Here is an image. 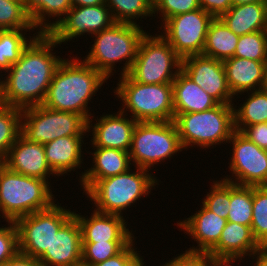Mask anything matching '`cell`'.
I'll use <instances>...</instances> for the list:
<instances>
[{"mask_svg": "<svg viewBox=\"0 0 267 266\" xmlns=\"http://www.w3.org/2000/svg\"><path fill=\"white\" fill-rule=\"evenodd\" d=\"M131 242L82 243V266H91L119 254Z\"/></svg>", "mask_w": 267, "mask_h": 266, "instance_id": "cell-37", "label": "cell"}, {"mask_svg": "<svg viewBox=\"0 0 267 266\" xmlns=\"http://www.w3.org/2000/svg\"><path fill=\"white\" fill-rule=\"evenodd\" d=\"M1 88V87H0ZM2 105V102H1V92H0V106Z\"/></svg>", "mask_w": 267, "mask_h": 266, "instance_id": "cell-52", "label": "cell"}, {"mask_svg": "<svg viewBox=\"0 0 267 266\" xmlns=\"http://www.w3.org/2000/svg\"><path fill=\"white\" fill-rule=\"evenodd\" d=\"M174 114L202 112L219 103L182 70L172 82Z\"/></svg>", "mask_w": 267, "mask_h": 266, "instance_id": "cell-25", "label": "cell"}, {"mask_svg": "<svg viewBox=\"0 0 267 266\" xmlns=\"http://www.w3.org/2000/svg\"><path fill=\"white\" fill-rule=\"evenodd\" d=\"M253 216V186L230 182V209L227 222L251 227Z\"/></svg>", "mask_w": 267, "mask_h": 266, "instance_id": "cell-31", "label": "cell"}, {"mask_svg": "<svg viewBox=\"0 0 267 266\" xmlns=\"http://www.w3.org/2000/svg\"><path fill=\"white\" fill-rule=\"evenodd\" d=\"M85 136H65L44 144L46 160L56 176L80 169Z\"/></svg>", "mask_w": 267, "mask_h": 266, "instance_id": "cell-24", "label": "cell"}, {"mask_svg": "<svg viewBox=\"0 0 267 266\" xmlns=\"http://www.w3.org/2000/svg\"><path fill=\"white\" fill-rule=\"evenodd\" d=\"M106 80L108 78L103 73L83 59H63L53 75L42 105L55 111L74 112L87 120L93 119L88 103Z\"/></svg>", "mask_w": 267, "mask_h": 266, "instance_id": "cell-2", "label": "cell"}, {"mask_svg": "<svg viewBox=\"0 0 267 266\" xmlns=\"http://www.w3.org/2000/svg\"><path fill=\"white\" fill-rule=\"evenodd\" d=\"M266 64L238 57L224 60L227 83L233 96L262 89Z\"/></svg>", "mask_w": 267, "mask_h": 266, "instance_id": "cell-23", "label": "cell"}, {"mask_svg": "<svg viewBox=\"0 0 267 266\" xmlns=\"http://www.w3.org/2000/svg\"><path fill=\"white\" fill-rule=\"evenodd\" d=\"M238 258H216L209 256V266H232Z\"/></svg>", "mask_w": 267, "mask_h": 266, "instance_id": "cell-47", "label": "cell"}, {"mask_svg": "<svg viewBox=\"0 0 267 266\" xmlns=\"http://www.w3.org/2000/svg\"><path fill=\"white\" fill-rule=\"evenodd\" d=\"M199 0H154L153 14L159 13L163 24L168 18L199 9Z\"/></svg>", "mask_w": 267, "mask_h": 266, "instance_id": "cell-39", "label": "cell"}, {"mask_svg": "<svg viewBox=\"0 0 267 266\" xmlns=\"http://www.w3.org/2000/svg\"><path fill=\"white\" fill-rule=\"evenodd\" d=\"M181 70L219 104H234L235 98L227 83L223 61L192 55L182 59Z\"/></svg>", "mask_w": 267, "mask_h": 266, "instance_id": "cell-15", "label": "cell"}, {"mask_svg": "<svg viewBox=\"0 0 267 266\" xmlns=\"http://www.w3.org/2000/svg\"><path fill=\"white\" fill-rule=\"evenodd\" d=\"M88 120L74 112L55 111L43 105L22 109L21 135L30 142L46 144L65 136H84Z\"/></svg>", "mask_w": 267, "mask_h": 266, "instance_id": "cell-10", "label": "cell"}, {"mask_svg": "<svg viewBox=\"0 0 267 266\" xmlns=\"http://www.w3.org/2000/svg\"><path fill=\"white\" fill-rule=\"evenodd\" d=\"M234 57L267 62V30L239 36Z\"/></svg>", "mask_w": 267, "mask_h": 266, "instance_id": "cell-36", "label": "cell"}, {"mask_svg": "<svg viewBox=\"0 0 267 266\" xmlns=\"http://www.w3.org/2000/svg\"><path fill=\"white\" fill-rule=\"evenodd\" d=\"M72 7L75 6H96L105 4V0H71Z\"/></svg>", "mask_w": 267, "mask_h": 266, "instance_id": "cell-48", "label": "cell"}, {"mask_svg": "<svg viewBox=\"0 0 267 266\" xmlns=\"http://www.w3.org/2000/svg\"><path fill=\"white\" fill-rule=\"evenodd\" d=\"M22 109L0 106V161L4 162L10 147L21 135Z\"/></svg>", "mask_w": 267, "mask_h": 266, "instance_id": "cell-32", "label": "cell"}, {"mask_svg": "<svg viewBox=\"0 0 267 266\" xmlns=\"http://www.w3.org/2000/svg\"><path fill=\"white\" fill-rule=\"evenodd\" d=\"M241 133L261 149L267 150V122L246 126Z\"/></svg>", "mask_w": 267, "mask_h": 266, "instance_id": "cell-43", "label": "cell"}, {"mask_svg": "<svg viewBox=\"0 0 267 266\" xmlns=\"http://www.w3.org/2000/svg\"><path fill=\"white\" fill-rule=\"evenodd\" d=\"M260 248L250 226L227 222L219 242L207 255L216 258H238L241 261L245 256L251 258Z\"/></svg>", "mask_w": 267, "mask_h": 266, "instance_id": "cell-22", "label": "cell"}, {"mask_svg": "<svg viewBox=\"0 0 267 266\" xmlns=\"http://www.w3.org/2000/svg\"><path fill=\"white\" fill-rule=\"evenodd\" d=\"M7 1H24V0H7Z\"/></svg>", "mask_w": 267, "mask_h": 266, "instance_id": "cell-53", "label": "cell"}, {"mask_svg": "<svg viewBox=\"0 0 267 266\" xmlns=\"http://www.w3.org/2000/svg\"><path fill=\"white\" fill-rule=\"evenodd\" d=\"M228 142L233 145L229 170L234 178L229 175L223 179L242 186H267V150L236 130Z\"/></svg>", "mask_w": 267, "mask_h": 266, "instance_id": "cell-13", "label": "cell"}, {"mask_svg": "<svg viewBox=\"0 0 267 266\" xmlns=\"http://www.w3.org/2000/svg\"><path fill=\"white\" fill-rule=\"evenodd\" d=\"M148 33L138 24L115 22L111 27L93 34L94 44L84 61L111 77L115 63L126 60L121 75L128 74L136 58L140 41Z\"/></svg>", "mask_w": 267, "mask_h": 266, "instance_id": "cell-3", "label": "cell"}, {"mask_svg": "<svg viewBox=\"0 0 267 266\" xmlns=\"http://www.w3.org/2000/svg\"><path fill=\"white\" fill-rule=\"evenodd\" d=\"M24 5L26 13L39 33H49L72 8L71 0H24ZM52 17L58 18L51 23L49 18Z\"/></svg>", "mask_w": 267, "mask_h": 266, "instance_id": "cell-27", "label": "cell"}, {"mask_svg": "<svg viewBox=\"0 0 267 266\" xmlns=\"http://www.w3.org/2000/svg\"><path fill=\"white\" fill-rule=\"evenodd\" d=\"M201 206V210L177 222V226L198 244L196 248L193 246L185 253L207 254L219 242L220 235L226 226L227 219L214 214L203 203Z\"/></svg>", "mask_w": 267, "mask_h": 266, "instance_id": "cell-20", "label": "cell"}, {"mask_svg": "<svg viewBox=\"0 0 267 266\" xmlns=\"http://www.w3.org/2000/svg\"><path fill=\"white\" fill-rule=\"evenodd\" d=\"M74 212L81 228L82 243L132 242L134 235L127 228L124 216L93 211L91 217ZM83 216V217H82Z\"/></svg>", "mask_w": 267, "mask_h": 266, "instance_id": "cell-17", "label": "cell"}, {"mask_svg": "<svg viewBox=\"0 0 267 266\" xmlns=\"http://www.w3.org/2000/svg\"><path fill=\"white\" fill-rule=\"evenodd\" d=\"M52 186L43 179L0 169V213L4 221L50 208L54 203Z\"/></svg>", "mask_w": 267, "mask_h": 266, "instance_id": "cell-4", "label": "cell"}, {"mask_svg": "<svg viewBox=\"0 0 267 266\" xmlns=\"http://www.w3.org/2000/svg\"><path fill=\"white\" fill-rule=\"evenodd\" d=\"M3 163L11 171L46 180L49 184L48 177L56 175L48 165L44 145L30 142L22 135L10 147Z\"/></svg>", "mask_w": 267, "mask_h": 266, "instance_id": "cell-19", "label": "cell"}, {"mask_svg": "<svg viewBox=\"0 0 267 266\" xmlns=\"http://www.w3.org/2000/svg\"><path fill=\"white\" fill-rule=\"evenodd\" d=\"M181 69L182 59L162 35L146 33L128 75L142 84L172 83Z\"/></svg>", "mask_w": 267, "mask_h": 266, "instance_id": "cell-9", "label": "cell"}, {"mask_svg": "<svg viewBox=\"0 0 267 266\" xmlns=\"http://www.w3.org/2000/svg\"><path fill=\"white\" fill-rule=\"evenodd\" d=\"M255 2H267V0H232V5H243Z\"/></svg>", "mask_w": 267, "mask_h": 266, "instance_id": "cell-49", "label": "cell"}, {"mask_svg": "<svg viewBox=\"0 0 267 266\" xmlns=\"http://www.w3.org/2000/svg\"><path fill=\"white\" fill-rule=\"evenodd\" d=\"M262 89L265 92H267V64H266V67H265L264 85H263V88Z\"/></svg>", "mask_w": 267, "mask_h": 266, "instance_id": "cell-50", "label": "cell"}, {"mask_svg": "<svg viewBox=\"0 0 267 266\" xmlns=\"http://www.w3.org/2000/svg\"><path fill=\"white\" fill-rule=\"evenodd\" d=\"M36 29L24 1L0 0V30Z\"/></svg>", "mask_w": 267, "mask_h": 266, "instance_id": "cell-35", "label": "cell"}, {"mask_svg": "<svg viewBox=\"0 0 267 266\" xmlns=\"http://www.w3.org/2000/svg\"><path fill=\"white\" fill-rule=\"evenodd\" d=\"M121 79V80H120ZM114 95L123 102L121 111L131 112L137 122L174 121L172 83L142 84L121 75Z\"/></svg>", "mask_w": 267, "mask_h": 266, "instance_id": "cell-6", "label": "cell"}, {"mask_svg": "<svg viewBox=\"0 0 267 266\" xmlns=\"http://www.w3.org/2000/svg\"><path fill=\"white\" fill-rule=\"evenodd\" d=\"M239 35L234 34L220 19L214 18L207 31L202 55L220 61L234 57Z\"/></svg>", "mask_w": 267, "mask_h": 266, "instance_id": "cell-28", "label": "cell"}, {"mask_svg": "<svg viewBox=\"0 0 267 266\" xmlns=\"http://www.w3.org/2000/svg\"><path fill=\"white\" fill-rule=\"evenodd\" d=\"M105 3L115 22L137 24L135 20L139 18L141 21L154 16L152 0H105Z\"/></svg>", "mask_w": 267, "mask_h": 266, "instance_id": "cell-33", "label": "cell"}, {"mask_svg": "<svg viewBox=\"0 0 267 266\" xmlns=\"http://www.w3.org/2000/svg\"><path fill=\"white\" fill-rule=\"evenodd\" d=\"M210 189L202 203L214 214L227 219L230 209V182L224 179L214 180Z\"/></svg>", "mask_w": 267, "mask_h": 266, "instance_id": "cell-38", "label": "cell"}, {"mask_svg": "<svg viewBox=\"0 0 267 266\" xmlns=\"http://www.w3.org/2000/svg\"><path fill=\"white\" fill-rule=\"evenodd\" d=\"M35 29H16V30H0V71H6L15 64L23 51L35 36L27 38L25 32H31ZM25 31V32H23Z\"/></svg>", "mask_w": 267, "mask_h": 266, "instance_id": "cell-30", "label": "cell"}, {"mask_svg": "<svg viewBox=\"0 0 267 266\" xmlns=\"http://www.w3.org/2000/svg\"><path fill=\"white\" fill-rule=\"evenodd\" d=\"M134 242L133 240L116 256L91 266H146L143 257L137 253V248H134Z\"/></svg>", "mask_w": 267, "mask_h": 266, "instance_id": "cell-41", "label": "cell"}, {"mask_svg": "<svg viewBox=\"0 0 267 266\" xmlns=\"http://www.w3.org/2000/svg\"><path fill=\"white\" fill-rule=\"evenodd\" d=\"M234 104H218L202 112L174 114L183 149L193 145L209 149L214 145L228 143L234 128Z\"/></svg>", "mask_w": 267, "mask_h": 266, "instance_id": "cell-7", "label": "cell"}, {"mask_svg": "<svg viewBox=\"0 0 267 266\" xmlns=\"http://www.w3.org/2000/svg\"><path fill=\"white\" fill-rule=\"evenodd\" d=\"M213 19L214 17L202 8L179 14L168 18L162 24L161 35L181 59L202 55L207 31Z\"/></svg>", "mask_w": 267, "mask_h": 266, "instance_id": "cell-12", "label": "cell"}, {"mask_svg": "<svg viewBox=\"0 0 267 266\" xmlns=\"http://www.w3.org/2000/svg\"><path fill=\"white\" fill-rule=\"evenodd\" d=\"M38 260L43 266H82L81 228L74 215L54 235L50 248Z\"/></svg>", "mask_w": 267, "mask_h": 266, "instance_id": "cell-18", "label": "cell"}, {"mask_svg": "<svg viewBox=\"0 0 267 266\" xmlns=\"http://www.w3.org/2000/svg\"><path fill=\"white\" fill-rule=\"evenodd\" d=\"M182 149L174 121L137 122L129 155L134 167L151 170L155 164L170 159Z\"/></svg>", "mask_w": 267, "mask_h": 266, "instance_id": "cell-8", "label": "cell"}, {"mask_svg": "<svg viewBox=\"0 0 267 266\" xmlns=\"http://www.w3.org/2000/svg\"><path fill=\"white\" fill-rule=\"evenodd\" d=\"M126 114V115H125ZM119 110L113 114H103L99 119L88 120V133L92 132V147L113 148L130 151L133 130L137 124L133 118L129 119L128 113ZM94 126H93V125Z\"/></svg>", "mask_w": 267, "mask_h": 266, "instance_id": "cell-16", "label": "cell"}, {"mask_svg": "<svg viewBox=\"0 0 267 266\" xmlns=\"http://www.w3.org/2000/svg\"><path fill=\"white\" fill-rule=\"evenodd\" d=\"M255 256V257H254ZM251 257L255 259V266H267V247H261Z\"/></svg>", "mask_w": 267, "mask_h": 266, "instance_id": "cell-46", "label": "cell"}, {"mask_svg": "<svg viewBox=\"0 0 267 266\" xmlns=\"http://www.w3.org/2000/svg\"><path fill=\"white\" fill-rule=\"evenodd\" d=\"M57 45L60 44L49 33H39L30 40L19 60L6 71L8 75L0 88L2 104L20 109L42 105L64 59L52 52Z\"/></svg>", "mask_w": 267, "mask_h": 266, "instance_id": "cell-1", "label": "cell"}, {"mask_svg": "<svg viewBox=\"0 0 267 266\" xmlns=\"http://www.w3.org/2000/svg\"><path fill=\"white\" fill-rule=\"evenodd\" d=\"M161 266H209V255L183 253Z\"/></svg>", "mask_w": 267, "mask_h": 266, "instance_id": "cell-42", "label": "cell"}, {"mask_svg": "<svg viewBox=\"0 0 267 266\" xmlns=\"http://www.w3.org/2000/svg\"><path fill=\"white\" fill-rule=\"evenodd\" d=\"M220 19L239 36L267 30V2L232 5Z\"/></svg>", "mask_w": 267, "mask_h": 266, "instance_id": "cell-26", "label": "cell"}, {"mask_svg": "<svg viewBox=\"0 0 267 266\" xmlns=\"http://www.w3.org/2000/svg\"><path fill=\"white\" fill-rule=\"evenodd\" d=\"M251 229L258 244L267 247V186H253Z\"/></svg>", "mask_w": 267, "mask_h": 266, "instance_id": "cell-34", "label": "cell"}, {"mask_svg": "<svg viewBox=\"0 0 267 266\" xmlns=\"http://www.w3.org/2000/svg\"><path fill=\"white\" fill-rule=\"evenodd\" d=\"M92 154L94 163L91 168L82 172L80 185L86 193L99 179L116 176L127 172L132 165L129 152L113 148L94 147Z\"/></svg>", "mask_w": 267, "mask_h": 266, "instance_id": "cell-21", "label": "cell"}, {"mask_svg": "<svg viewBox=\"0 0 267 266\" xmlns=\"http://www.w3.org/2000/svg\"><path fill=\"white\" fill-rule=\"evenodd\" d=\"M0 227V266L12 258L18 250V231L14 221Z\"/></svg>", "mask_w": 267, "mask_h": 266, "instance_id": "cell-40", "label": "cell"}, {"mask_svg": "<svg viewBox=\"0 0 267 266\" xmlns=\"http://www.w3.org/2000/svg\"><path fill=\"white\" fill-rule=\"evenodd\" d=\"M3 266H43L42 263L31 256L18 251Z\"/></svg>", "mask_w": 267, "mask_h": 266, "instance_id": "cell-45", "label": "cell"}, {"mask_svg": "<svg viewBox=\"0 0 267 266\" xmlns=\"http://www.w3.org/2000/svg\"><path fill=\"white\" fill-rule=\"evenodd\" d=\"M114 23L115 20L106 3L96 6H75L49 34L61 45L85 33H99Z\"/></svg>", "mask_w": 267, "mask_h": 266, "instance_id": "cell-14", "label": "cell"}, {"mask_svg": "<svg viewBox=\"0 0 267 266\" xmlns=\"http://www.w3.org/2000/svg\"><path fill=\"white\" fill-rule=\"evenodd\" d=\"M199 3L214 18H220L232 6V0H199Z\"/></svg>", "mask_w": 267, "mask_h": 266, "instance_id": "cell-44", "label": "cell"}, {"mask_svg": "<svg viewBox=\"0 0 267 266\" xmlns=\"http://www.w3.org/2000/svg\"><path fill=\"white\" fill-rule=\"evenodd\" d=\"M135 169V172L129 169L125 173L99 179L84 193L94 202L95 211L122 216L124 210L132 207L131 204L159 185V180L149 173L150 170L139 167Z\"/></svg>", "mask_w": 267, "mask_h": 266, "instance_id": "cell-5", "label": "cell"}, {"mask_svg": "<svg viewBox=\"0 0 267 266\" xmlns=\"http://www.w3.org/2000/svg\"><path fill=\"white\" fill-rule=\"evenodd\" d=\"M57 204L14 221L21 253L39 259L50 248L54 235L74 215V211Z\"/></svg>", "mask_w": 267, "mask_h": 266, "instance_id": "cell-11", "label": "cell"}, {"mask_svg": "<svg viewBox=\"0 0 267 266\" xmlns=\"http://www.w3.org/2000/svg\"><path fill=\"white\" fill-rule=\"evenodd\" d=\"M3 165H4V163L0 161V169H1V167H2Z\"/></svg>", "mask_w": 267, "mask_h": 266, "instance_id": "cell-51", "label": "cell"}, {"mask_svg": "<svg viewBox=\"0 0 267 266\" xmlns=\"http://www.w3.org/2000/svg\"><path fill=\"white\" fill-rule=\"evenodd\" d=\"M247 93L246 101L234 107V128L240 132L246 126L267 122V92L260 89Z\"/></svg>", "mask_w": 267, "mask_h": 266, "instance_id": "cell-29", "label": "cell"}]
</instances>
